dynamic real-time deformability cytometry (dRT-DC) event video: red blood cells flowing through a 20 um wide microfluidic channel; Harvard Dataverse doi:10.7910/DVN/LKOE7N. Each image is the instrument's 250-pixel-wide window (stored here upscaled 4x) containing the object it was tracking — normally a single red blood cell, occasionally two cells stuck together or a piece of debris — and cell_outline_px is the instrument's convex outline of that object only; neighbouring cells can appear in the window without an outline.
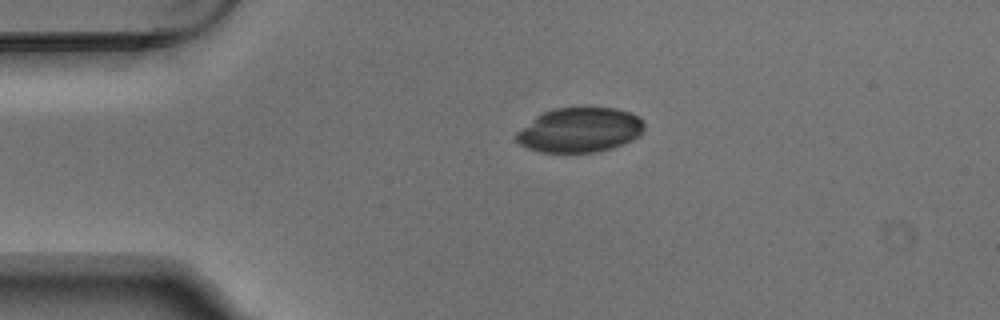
{"species": "Egyptian fruit bat (a non-hibernating species)", "species_latin": "Rousettus aegyptiacus", "temperature_condition": "warm", "stored_images_in_passage": 2, "camera_frame_rate_fps": 3000, "um_per_image_px": 0.085, "animal": {"sex": "male"}, "frame": {"image": 1, "passage_image": 1, "time_ms": 0.0, "image_size_px": [1000, 320], "cell_outline_px": [[644, 128], [640, 136], [632, 140], [612, 148], [596, 152], [544, 152], [528, 148], [520, 144], [516, 140], [516, 132], [536, 116], [544, 112], [556, 108], [616, 108], [632, 112], [640, 116], [644, 124]], "centroid_in_image_um": [49.32, 11.04], "position_along_channel_um": 35.7, "area_um2": 33.29}}